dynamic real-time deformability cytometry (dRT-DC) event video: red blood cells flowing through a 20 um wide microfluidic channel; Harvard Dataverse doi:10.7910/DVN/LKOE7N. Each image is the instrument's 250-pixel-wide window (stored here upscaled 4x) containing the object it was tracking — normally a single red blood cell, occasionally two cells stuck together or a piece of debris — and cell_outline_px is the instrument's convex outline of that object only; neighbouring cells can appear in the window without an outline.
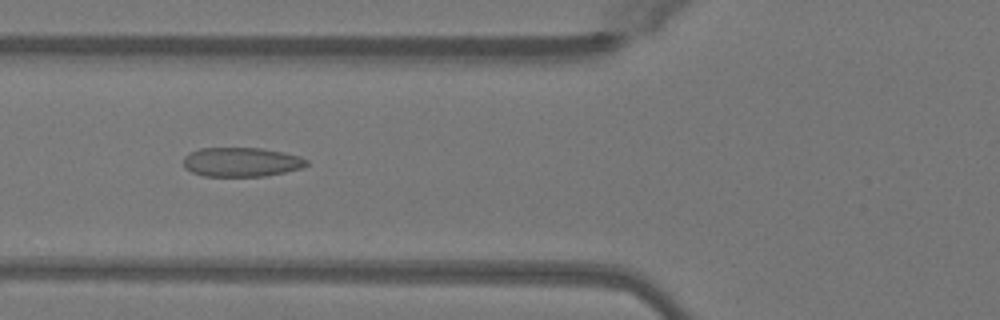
{"species": "Egyptian fruit bat (a non-hibernating species)", "species_latin": "Rousettus aegyptiacus", "temperature_condition": "warm", "stored_images_in_passage": 25, "camera_frame_rate_fps": 3000, "um_per_image_px": 0.085, "animal": {"sex": "female"}, "frame": {"image": 1, "passage_image": 5, "time_ms": 1.333, "image_size_px": [1000, 320], "cell_outline_px": [[308, 164], [300, 168], [284, 172], [264, 176], [204, 176], [192, 172], [184, 168], [184, 156], [188, 152], [200, 148], [260, 148], [284, 152], [300, 156], [308, 160]], "centroid_in_image_um": [20.49, 13.77], "position_along_channel_um": 105.3, "area_um2": 21.04}}
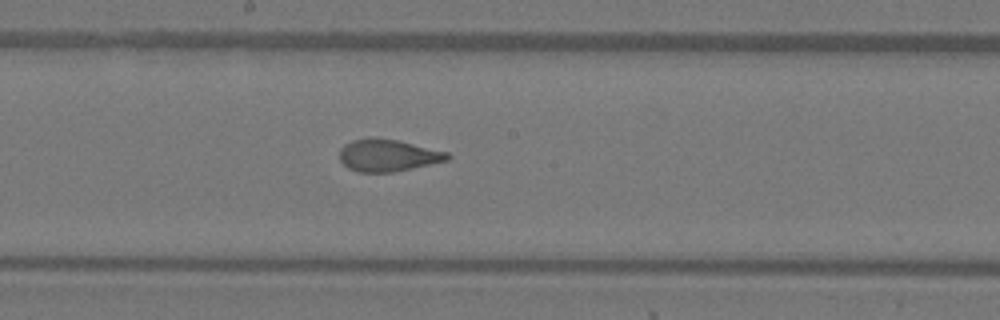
{"frame": {"image": 2, "passage_image": 13, "time_ms": 4.0, "image_size_px": [1000, 320], "cell_outline_px": [[452, 156], [448, 160], [412, 168], [392, 172], [360, 172], [348, 168], [340, 160], [340, 148], [344, 144], [352, 140], [368, 136], [376, 136], [400, 140], [448, 152]], "centroid_in_image_um": [32.96, 13.17], "position_along_channel_um": 215.2, "area_um2": 20.52}}
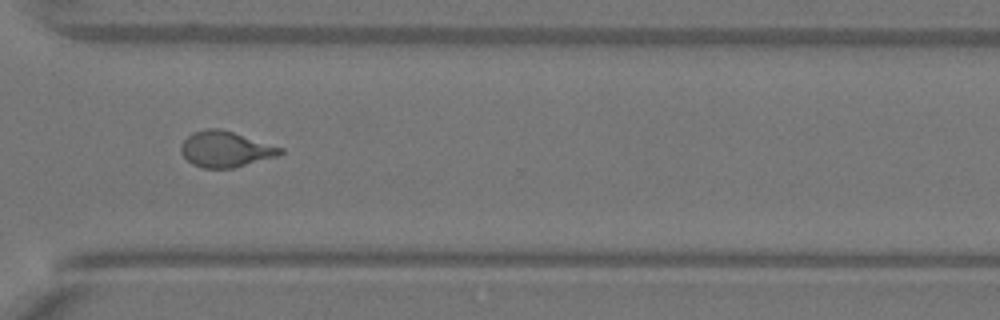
{"frame": {"image": 3, "passage_image": 23, "time_ms": 7.333, "image_size_px": [1000, 320], "cell_outline_px": [[284, 152], [276, 156], [232, 168], [204, 168], [192, 164], [180, 152], [180, 144], [192, 132], [208, 128], [220, 128], [284, 148]], "centroid_in_image_um": [19.14, 12.67], "position_along_channel_um": 351.5, "area_um2": 20.58}, "authors_computed_cell_mechanics": {"area_um2": 20.519, "velocity_mm_per_s": 4.112, "shape_relaxation_time_tau1_ms": 10.4708, "shape_relaxation_time_tau2_ms": 1.0009, "deformation_change_tau1": 0.2646, "deformation_change_tau2": 0.0831}}